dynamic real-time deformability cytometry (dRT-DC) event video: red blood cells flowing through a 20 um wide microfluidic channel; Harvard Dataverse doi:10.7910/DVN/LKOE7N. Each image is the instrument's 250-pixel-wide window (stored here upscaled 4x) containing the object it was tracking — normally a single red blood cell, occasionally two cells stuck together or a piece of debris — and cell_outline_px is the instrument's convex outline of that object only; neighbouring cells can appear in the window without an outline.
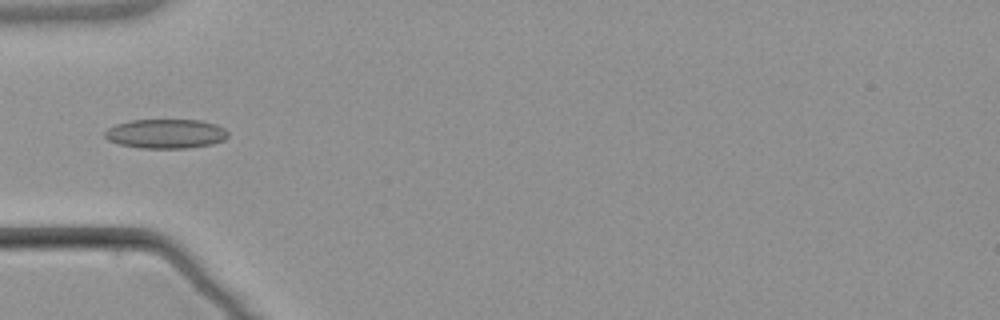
{"species": "common noctule bat (a hibernating species)", "species_latin": "Nyctalus noctula", "temperature_condition": "warm", "stored_images_in_passage": 6, "camera_frame_rate_fps": 3000, "um_per_image_px": 0.085, "animal": {"sex": "male", "body_mass_g": 21.5, "forearm_length_mm": 52.0}, "frame": {"image": 1, "passage_image": 5, "time_ms": 5.0, "image_size_px": [1000, 320], "cell_outline_px": [[228, 136], [224, 140], [212, 144], [188, 148], [140, 148], [120, 144], [108, 140], [104, 136], [104, 132], [108, 128], [116, 124], [128, 120], [200, 120], [216, 124], [224, 128], [228, 132]], "centroid_in_image_um": [14.09, 11.36], "position_along_channel_um": 70.9, "area_um2": 21.15}}
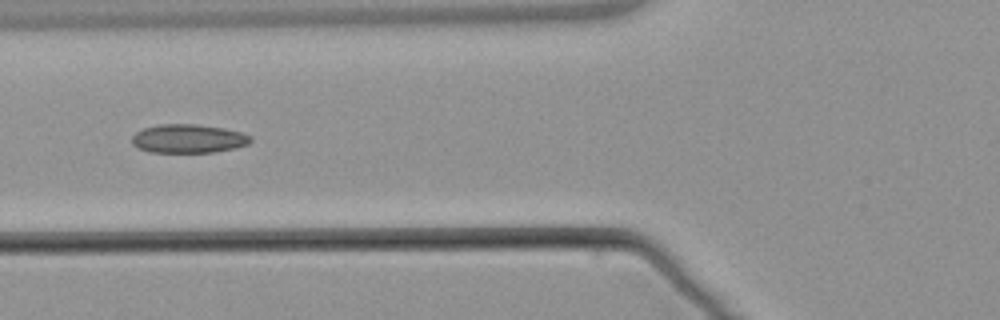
{"frame": {"image": 2, "passage_image": 6, "time_ms": 6.0, "image_size_px": [1000, 320], "cell_outline_px": [[252, 140], [248, 144], [236, 148], [212, 152], [148, 152], [136, 148], [132, 144], [132, 136], [136, 132], [144, 128], [160, 124], [196, 124], [224, 128], [240, 132], [252, 136]], "centroid_in_image_um": [15.99, 11.79], "position_along_channel_um": 109.8, "area_um2": 19.94}}